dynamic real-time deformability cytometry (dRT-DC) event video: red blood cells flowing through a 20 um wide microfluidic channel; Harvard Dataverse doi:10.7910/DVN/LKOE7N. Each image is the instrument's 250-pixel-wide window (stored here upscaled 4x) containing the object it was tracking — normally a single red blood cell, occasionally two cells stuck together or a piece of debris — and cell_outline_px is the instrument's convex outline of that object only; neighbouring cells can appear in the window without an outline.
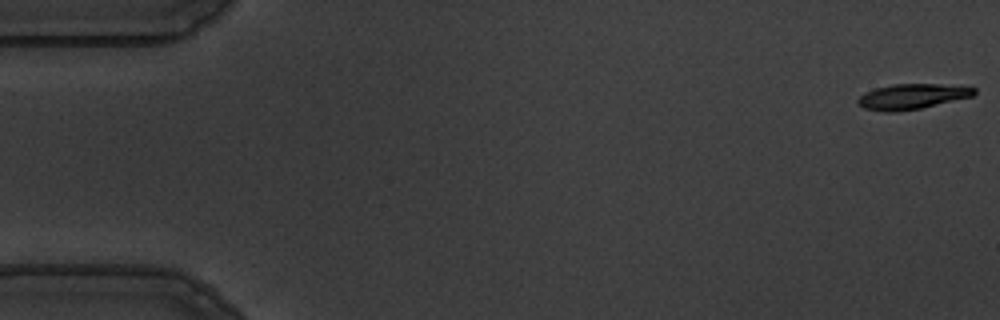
{"species": "common noctule bat (a hibernating species)", "species_latin": "Nyctalus noctula", "temperature_condition": "warm", "stored_images_in_passage": 56, "camera_frame_rate_fps": 3000, "um_per_image_px": 0.085, "animal": {"sex": "male", "body_mass_g": 19.5, "forearm_length_mm": 54.6}, "frame": {"image": 1, "passage_image": 1, "time_ms": 0.0, "image_size_px": [1000, 320], "cell_outline_px": [[976, 92], [972, 96], [920, 108], [896, 112], [884, 112], [864, 108], [856, 100], [864, 92], [876, 88], [892, 84], [936, 84], [976, 88]], "centroid_in_image_um": [77.47, 8.2], "position_along_channel_um": 7.5, "area_um2": 16.88}}
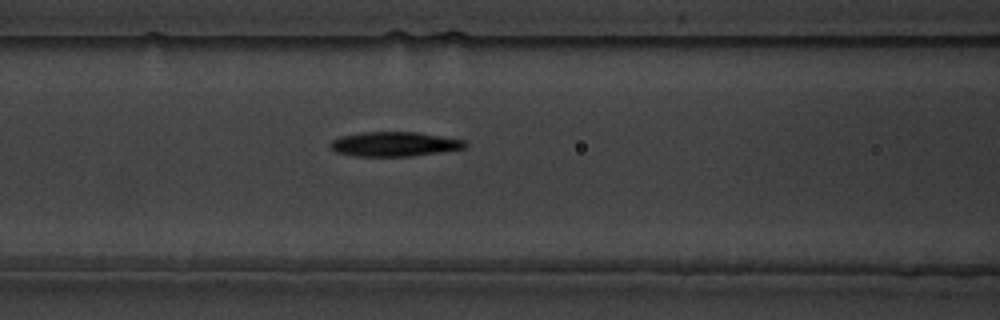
{"frame": {"image": 2, "passage_image": 23, "time_ms": 7.333, "image_size_px": [1000, 320], "cell_outline_px": [[468, 144], [464, 148], [440, 152], [412, 156], [352, 156], [336, 152], [328, 148], [328, 144], [332, 140], [340, 136], [360, 132], [416, 132], [464, 140]], "centroid_in_image_um": [33.45, 12.25], "position_along_channel_um": 133.2, "area_um2": 19.36}}
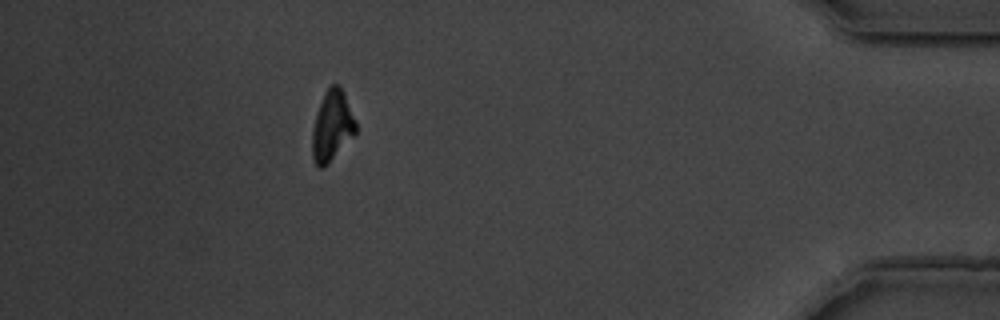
{"frame": {"image": 3, "passage_image": 50, "time_ms": 16.333, "image_size_px": [1000, 320], "cell_outline_px": [[356, 132], [328, 164], [324, 168], [320, 168], [316, 164], [312, 156], [312, 128], [316, 112], [324, 92], [332, 84], [340, 84], [344, 92], [356, 120]], "centroid_in_image_um": [28.21, 10.68], "position_along_channel_um": 407.0, "area_um2": 17.98}, "authors_computed_cell_mechanics": {"area_um2": 18.3515, "velocity_mm_per_s": 3.6178, "shape_relaxation_time_tau1_ms": 3.4832, "shape_relaxation_time_tau2_ms": 7.7114, "deformation_change_tau1": 0.1648, "deformation_change_tau2": 0.1822}}